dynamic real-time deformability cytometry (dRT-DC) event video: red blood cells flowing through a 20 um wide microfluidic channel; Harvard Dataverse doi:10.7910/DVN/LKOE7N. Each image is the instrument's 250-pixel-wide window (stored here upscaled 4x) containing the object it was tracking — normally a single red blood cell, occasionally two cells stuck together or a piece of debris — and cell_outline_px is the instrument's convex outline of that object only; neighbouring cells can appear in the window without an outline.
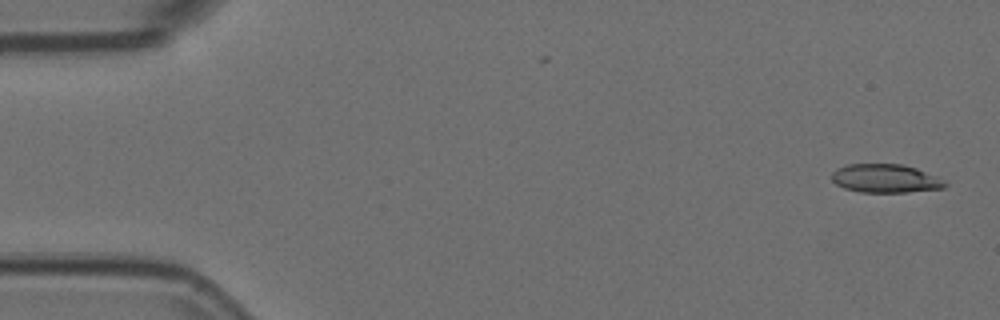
{"species": "Egyptian fruit bat (a non-hibernating species)", "species_latin": "Rousettus aegyptiacus", "temperature_condition": "room temperature", "stored_images_in_passage": 53, "camera_frame_rate_fps": 3000, "um_per_image_px": 0.085, "animal": {"sex": "female"}, "frame": {"image": 1, "passage_image": 1, "time_ms": 0.0, "image_size_px": [1000, 320], "cell_outline_px": [[948, 184], [944, 188], [908, 192], [860, 192], [844, 188], [836, 184], [832, 180], [832, 172], [836, 168], [848, 164], [904, 164], [916, 168], [936, 176], [944, 180]], "centroid_in_image_um": [75.26, 15.17], "position_along_channel_um": 9.7, "area_um2": 18.9}}
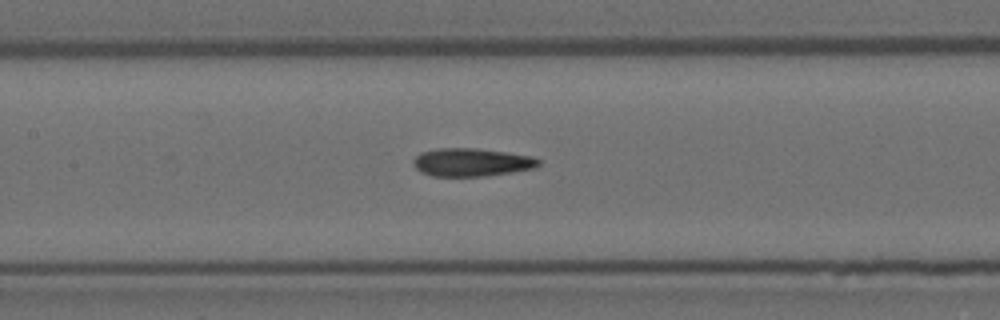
{"frame": {"image": 2, "passage_image": 24, "time_ms": 7.667, "image_size_px": [1000, 320], "cell_outline_px": [[540, 164], [536, 168], [512, 172], [484, 176], [432, 176], [420, 172], [412, 164], [412, 160], [420, 152], [436, 148], [476, 148], [532, 156], [540, 160]], "centroid_in_image_um": [40.05, 13.79], "position_along_channel_um": 167.3, "area_um2": 20.63}}
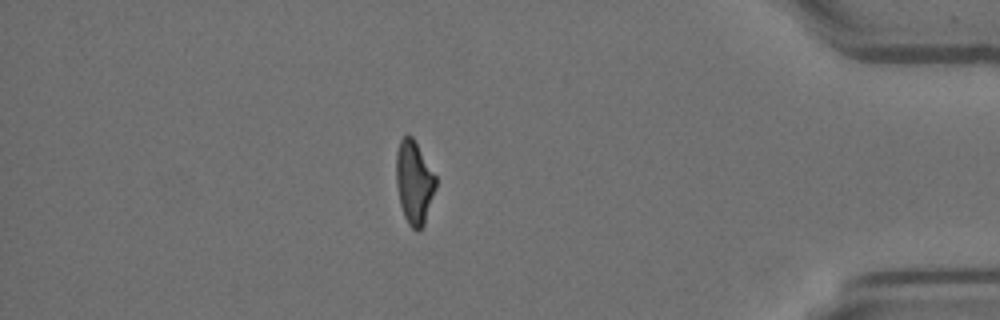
{"frame": {"image": 3, "passage_image": 46, "time_ms": 15.0, "image_size_px": [1000, 320], "cell_outline_px": [[436, 188], [424, 224], [416, 232], [408, 224], [404, 216], [400, 204], [396, 184], [396, 152], [400, 140], [408, 132], [412, 136], [436, 176]], "centroid_in_image_um": [35.19, 15.49], "position_along_channel_um": 400.0, "area_um2": 19.25}, "authors_computed_cell_mechanics": {"area_um2": 20.1144, "velocity_mm_per_s": 3.7322, "shape_relaxation_time_tau1_ms": 6.9222, "shape_relaxation_time_tau2_ms": 1.6622, "deformation_change_tau1": 0.2139, "deformation_change_tau2": 0.1057}}